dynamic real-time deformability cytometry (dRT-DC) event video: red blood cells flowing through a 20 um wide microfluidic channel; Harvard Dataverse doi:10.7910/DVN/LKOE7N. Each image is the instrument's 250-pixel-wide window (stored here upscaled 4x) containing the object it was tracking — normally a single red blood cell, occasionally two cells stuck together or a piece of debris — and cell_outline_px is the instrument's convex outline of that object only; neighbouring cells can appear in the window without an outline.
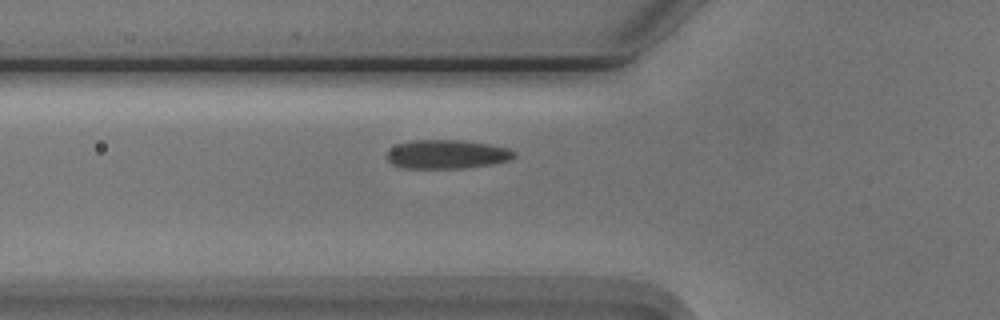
{"species": "Egyptian fruit bat (a non-hibernating species)", "species_latin": "Rousettus aegyptiacus", "temperature_condition": "cold", "stored_images_in_passage": 41, "camera_frame_rate_fps": 3000, "um_per_image_px": 0.085, "animal": {"sex": "male"}, "frame": {"image": 1, "passage_image": 4, "time_ms": 1.0, "image_size_px": [1000, 320], "cell_outline_px": [[516, 156], [508, 160], [492, 164], [464, 168], [404, 168], [392, 164], [388, 160], [388, 152], [392, 148], [400, 144], [416, 140], [456, 140], [488, 144], [508, 148], [516, 152]], "centroid_in_image_um": [38.02, 13.12], "position_along_channel_um": 87.8, "area_um2": 21.1}}
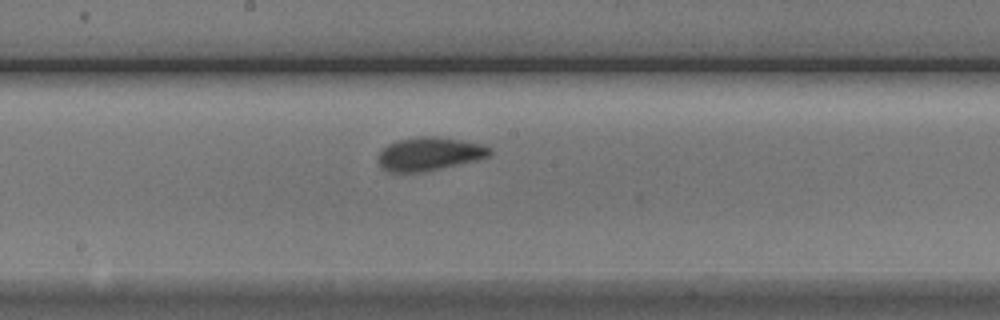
{"frame": {"image": 2, "passage_image": 14, "time_ms": 4.333, "image_size_px": [1000, 320], "cell_outline_px": [[492, 152], [488, 156], [476, 160], [440, 168], [420, 172], [388, 172], [380, 168], [380, 152], [388, 144], [396, 140], [416, 136], [436, 136], [484, 144], [492, 148]], "centroid_in_image_um": [36.5, 13.07], "position_along_channel_um": 211.7, "area_um2": 21.62}}
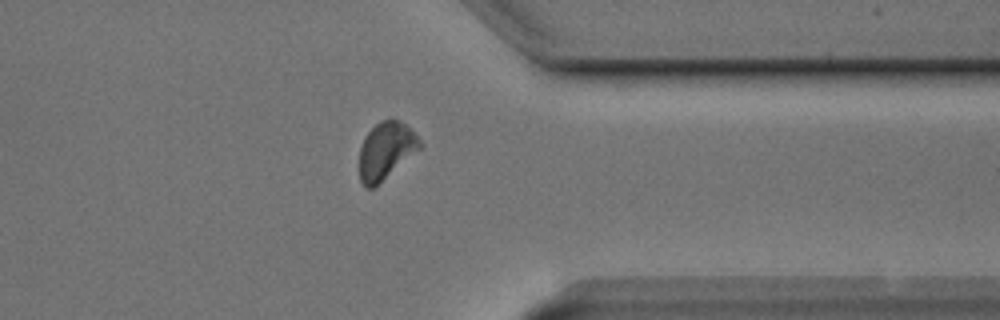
{"frame": {"image": 3, "passage_image": 28, "time_ms": 9.0, "image_size_px": [1000, 320], "cell_outline_px": [[424, 144], [420, 148], [372, 188], [364, 188], [360, 180], [360, 148], [364, 136], [380, 120], [400, 120]], "centroid_in_image_um": [32.77, 12.8], "position_along_channel_um": 378.6, "area_um2": 19.54}, "authors_computed_cell_mechanics": {"area_um2": 20.3456, "velocity_mm_per_s": 3.7111, "shape_relaxation_time_tau1_ms": 2.9531, "shape_relaxation_time_tau2_ms": null, "deformation_change_tau1": 0.1039, "deformation_change_tau2": null}}